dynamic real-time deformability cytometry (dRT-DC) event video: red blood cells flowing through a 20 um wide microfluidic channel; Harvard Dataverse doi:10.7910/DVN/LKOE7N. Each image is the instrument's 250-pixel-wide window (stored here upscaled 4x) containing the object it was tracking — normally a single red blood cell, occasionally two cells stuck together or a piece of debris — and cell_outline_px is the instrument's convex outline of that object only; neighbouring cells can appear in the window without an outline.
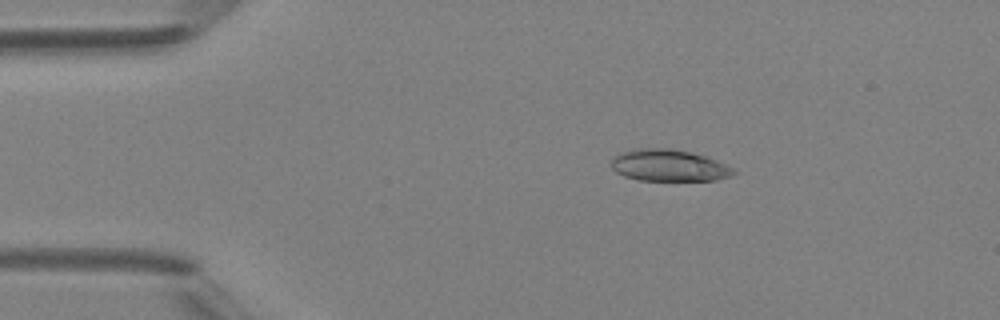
{"species": "Egyptian fruit bat (a non-hibernating species)", "species_latin": "Rousettus aegyptiacus", "temperature_condition": "room temperature", "stored_images_in_passage": 6, "camera_frame_rate_fps": 3000, "um_per_image_px": 0.085, "animal": {"sex": "female"}, "frame": {"image": 1, "passage_image": 3, "time_ms": 2.333, "image_size_px": [1000, 320], "cell_outline_px": [[736, 172], [732, 176], [716, 180], [640, 180], [624, 176], [616, 172], [612, 168], [612, 160], [620, 152], [632, 148], [668, 148], [688, 152], [704, 156], [716, 160], [732, 168]], "centroid_in_image_um": [56.83, 14.06], "position_along_channel_um": 28.2, "area_um2": 22.43}}
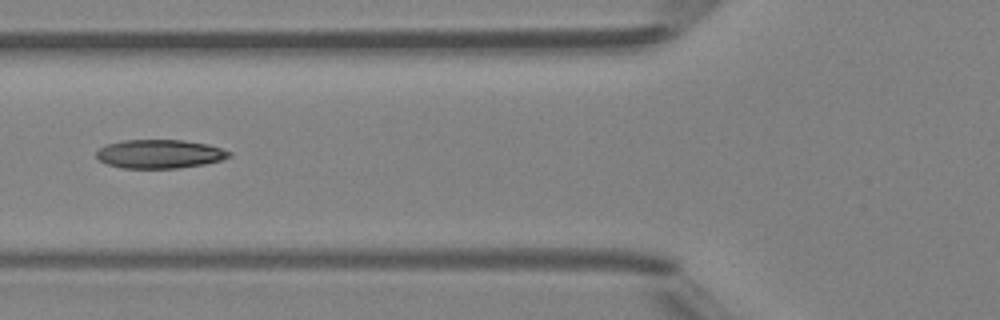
{"frame": {"image": 2, "passage_image": 6, "time_ms": 5.667, "image_size_px": [1000, 320], "cell_outline_px": [[232, 156], [220, 160], [204, 164], [176, 168], [120, 168], [108, 164], [100, 160], [96, 156], [96, 152], [100, 148], [108, 144], [124, 140], [184, 140], [208, 144], [232, 152]], "centroid_in_image_um": [13.58, 13.08], "position_along_channel_um": 112.2, "area_um2": 22.14}}